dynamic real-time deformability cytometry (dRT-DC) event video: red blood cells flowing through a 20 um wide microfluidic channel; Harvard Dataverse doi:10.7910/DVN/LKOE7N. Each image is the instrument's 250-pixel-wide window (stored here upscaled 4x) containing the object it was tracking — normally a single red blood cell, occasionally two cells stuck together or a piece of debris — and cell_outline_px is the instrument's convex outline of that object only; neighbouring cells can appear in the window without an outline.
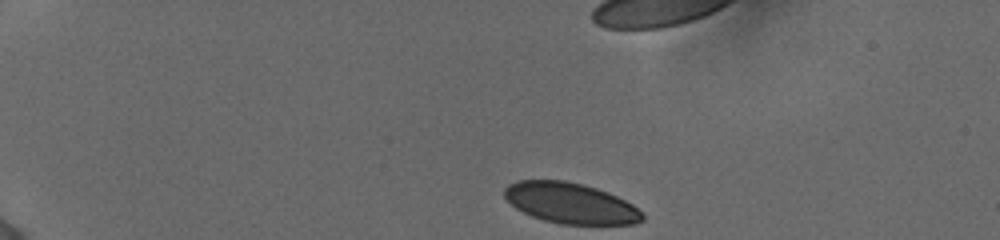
{"species": "human", "species_latin": "Homo sapiens", "temperature_condition": "cold", "stored_images_in_passage": 43, "camera_frame_rate_fps": 3000, "um_per_image_px": 0.085, "donor": {"sex": "female"}, "frame": {"image": 1, "passage_image": 1, "time_ms": 0.0, "image_size_px": [1000, 240], "cell_outline_px": [[644, 220], [636, 224], [560, 224], [544, 220], [532, 216], [516, 208], [504, 196], [504, 188], [508, 184], [516, 180], [564, 180], [584, 184], [608, 192], [632, 204], [644, 212]], "centroid_in_image_um": [48.51, 17.26], "position_along_channel_um": 36.5, "area_um2": 32.83}}
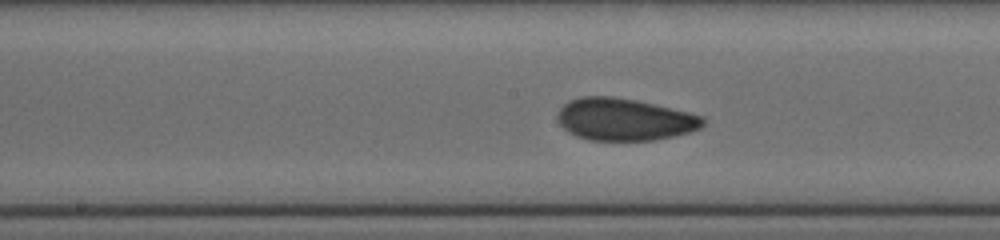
{"frame": {"image": 2, "passage_image": 20, "time_ms": 6.333, "image_size_px": [1000, 240], "cell_outline_px": [[704, 124], [700, 128], [692, 132], [656, 140], [588, 140], [576, 136], [568, 132], [560, 124], [556, 116], [560, 108], [568, 100], [584, 96], [612, 96], [636, 100], [688, 112], [704, 116]], "centroid_in_image_um": [53.07, 10.15], "position_along_channel_um": 195.1, "area_um2": 35.89}}
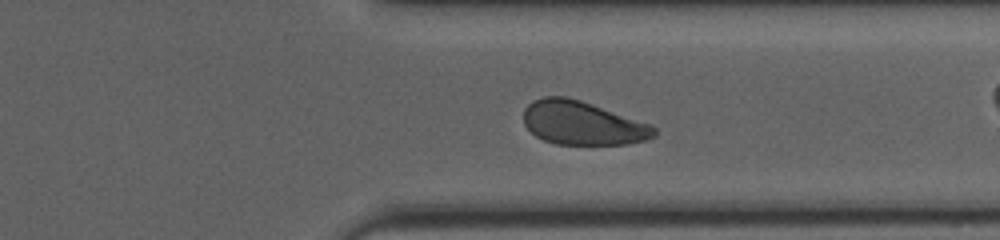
{"frame": {"image": 3, "passage_image": 33, "time_ms": 10.667, "image_size_px": [1000, 240], "cell_outline_px": [[656, 136], [644, 140], [628, 144], [556, 144], [544, 140], [536, 136], [524, 124], [524, 108], [532, 100], [544, 96], [564, 96], [580, 100], [652, 124], [656, 128]], "centroid_in_image_um": [49.51, 10.45], "position_along_channel_um": 361.9, "area_um2": 33.23}, "authors_computed_cell_mechanics": {"area_um2": 34.7378, "velocity_mm_per_s": 3.8586, "shape_relaxation_time_tau1_ms": null, "shape_relaxation_time_tau2_ms": 1.6363, "deformation_change_tau1": null, "deformation_change_tau2": 0.0617}}